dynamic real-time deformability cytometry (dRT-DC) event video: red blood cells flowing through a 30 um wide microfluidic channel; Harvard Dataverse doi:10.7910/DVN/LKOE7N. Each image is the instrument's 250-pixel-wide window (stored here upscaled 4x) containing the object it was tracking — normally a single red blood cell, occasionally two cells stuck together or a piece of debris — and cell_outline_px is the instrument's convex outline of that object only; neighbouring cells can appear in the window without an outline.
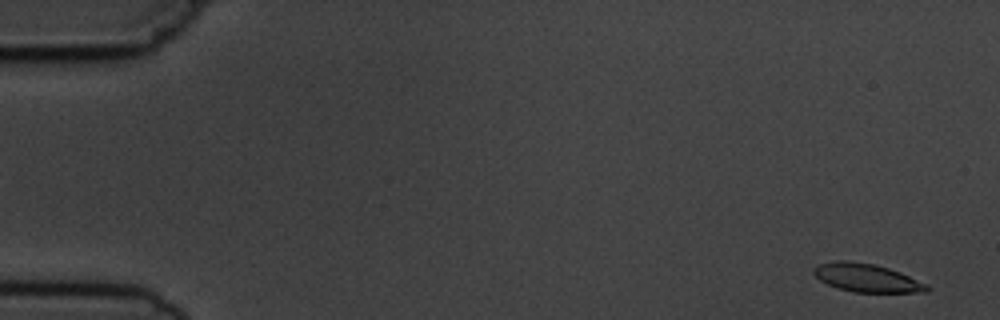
{"species": "common noctule bat (a hibernating species)", "species_latin": "Nyctalus noctula", "temperature_condition": "cold", "stored_images_in_passage": 6, "segment_of_instrument_passage": [2, 2], "camera_frame_rate_fps": 3000, "um_per_image_px": 0.085, "animal": {"sex": "male", "body_mass_g": 19.5, "forearm_length_mm": 54.6}, "frame": {"image": 1, "passage_image": 6, "time_ms": 5.667, "image_size_px": [1000, 320], "cell_outline_px": [[932, 288], [928, 292], [852, 292], [836, 288], [820, 280], [812, 272], [812, 268], [820, 264], [836, 260], [848, 260], [876, 264], [900, 272], [928, 284]], "centroid_in_image_um": [73.68, 23.61], "position_along_channel_um": 11.3, "area_um2": 18.84}}